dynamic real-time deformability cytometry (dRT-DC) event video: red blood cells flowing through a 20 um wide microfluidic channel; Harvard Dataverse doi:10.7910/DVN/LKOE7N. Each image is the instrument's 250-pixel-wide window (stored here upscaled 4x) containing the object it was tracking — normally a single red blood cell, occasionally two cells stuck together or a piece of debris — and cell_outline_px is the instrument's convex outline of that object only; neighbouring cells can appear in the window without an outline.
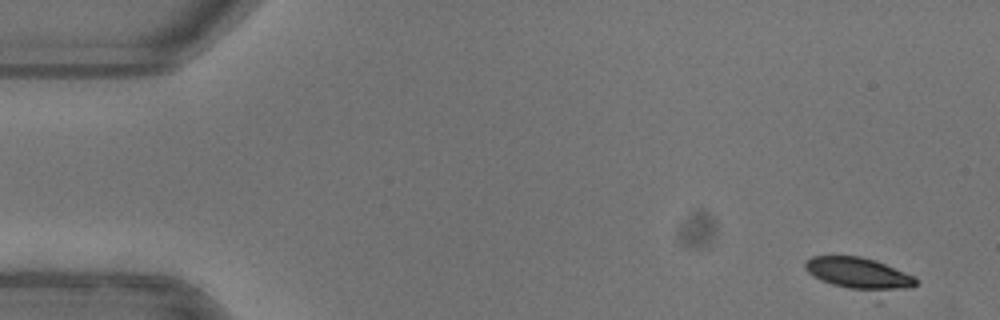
{"species": "common noctule bat (a hibernating species)", "species_latin": "Nyctalus noctula", "temperature_condition": "warm", "stored_images_in_passage": 40, "camera_frame_rate_fps": 3000, "um_per_image_px": 0.085, "animal": {"sex": "female"}, "frame": {"image": 1, "passage_image": 1, "time_ms": 0.0, "image_size_px": [1000, 320], "cell_outline_px": [[916, 284], [912, 288], [880, 304], [876, 304], [820, 280], [812, 276], [804, 268], [804, 264], [812, 256], [860, 256], [876, 260], [916, 276]], "centroid_in_image_um": [73.21, 23.51], "position_along_channel_um": 11.8, "area_um2": 24.33}}
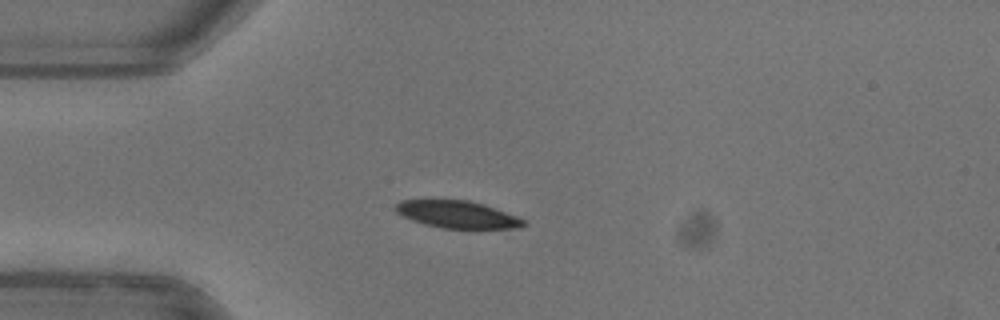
{"frame": {"image": 2, "passage_image": 12, "time_ms": 3.667, "image_size_px": [1000, 320], "cell_outline_px": [[528, 224], [520, 228], [440, 228], [424, 224], [412, 220], [396, 212], [396, 204], [400, 200], [468, 200], [484, 204], [516, 216], [524, 220]], "centroid_in_image_um": [38.88, 18.23], "position_along_channel_um": 46.1, "area_um2": 20.17}}
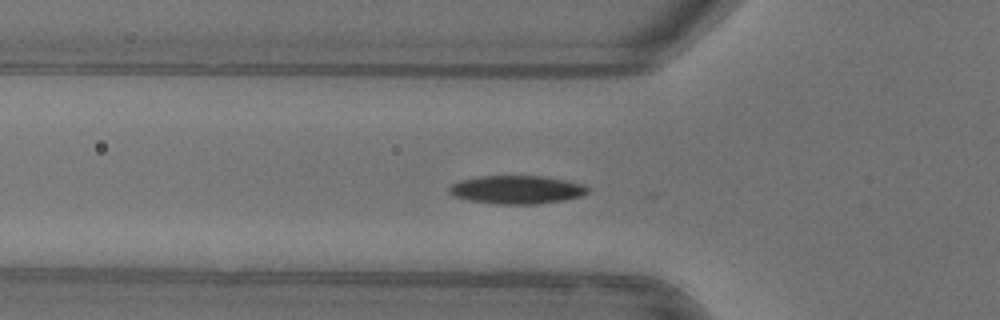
{"frame": {"image": 3, "passage_image": 16, "time_ms": 5.0, "image_size_px": [1000, 320], "cell_outline_px": [[588, 192], [580, 196], [564, 200], [536, 204], [496, 204], [468, 200], [452, 196], [448, 192], [448, 188], [452, 184], [460, 180], [480, 176], [544, 176], [584, 184], [588, 188]], "centroid_in_image_um": [43.89, 16.12], "position_along_channel_um": 81.9, "area_um2": 22.89}, "authors_computed_cell_mechanics": {"area_um2": 22.9466, "velocity_mm_per_s": 3.9564, "shape_relaxation_time_tau1_ms": 2.9785, "shape_relaxation_time_tau2_ms": 5.7679, "deformation_change_tau1": 0.1141, "deformation_change_tau2": 0.0717}}